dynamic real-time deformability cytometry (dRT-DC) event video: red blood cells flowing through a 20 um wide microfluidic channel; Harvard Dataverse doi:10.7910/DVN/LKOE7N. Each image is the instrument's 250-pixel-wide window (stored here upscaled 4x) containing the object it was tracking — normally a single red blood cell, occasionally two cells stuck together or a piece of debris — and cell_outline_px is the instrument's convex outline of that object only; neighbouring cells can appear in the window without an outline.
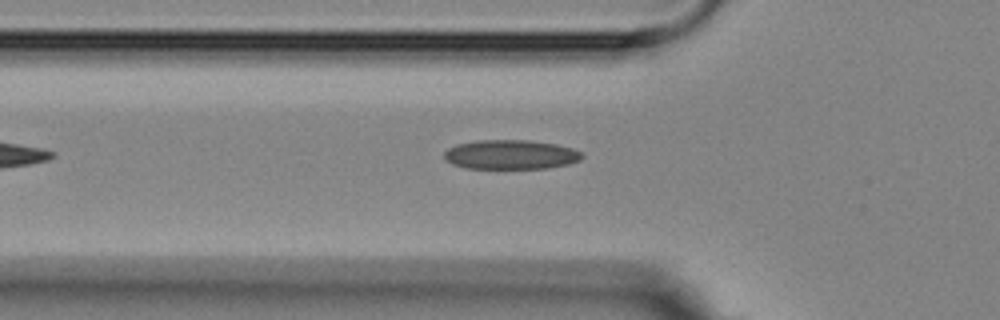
{"species": "Egyptian fruit bat (a non-hibernating species)", "species_latin": "Rousettus aegyptiacus", "temperature_condition": "room temperature", "stored_images_in_passage": 2, "camera_frame_rate_fps": 3000, "um_per_image_px": 0.085, "animal": {"sex": "female"}, "frame": {"image": 1, "passage_image": 2, "time_ms": 1.333, "image_size_px": [1000, 320], "cell_outline_px": [[584, 156], [580, 160], [568, 164], [548, 168], [464, 168], [452, 164], [444, 160], [444, 152], [448, 148], [456, 144], [476, 140], [532, 140], [556, 144], [572, 148], [580, 152]], "centroid_in_image_um": [43.38, 13.13], "position_along_channel_um": 82.4, "area_um2": 23.76}}